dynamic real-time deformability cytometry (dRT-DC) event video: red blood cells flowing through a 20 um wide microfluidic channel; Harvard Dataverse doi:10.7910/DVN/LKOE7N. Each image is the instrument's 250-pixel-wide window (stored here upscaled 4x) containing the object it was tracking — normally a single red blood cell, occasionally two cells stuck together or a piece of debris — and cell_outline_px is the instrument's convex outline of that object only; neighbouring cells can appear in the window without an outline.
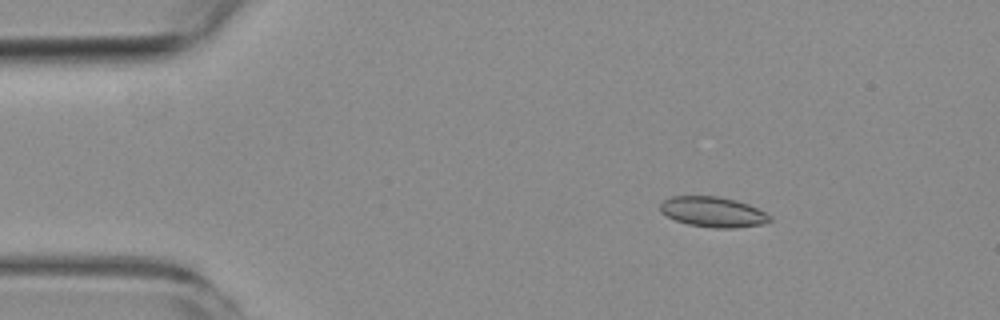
{"species": "common noctule bat (a hibernating species)", "species_latin": "Nyctalus noctula", "temperature_condition": "room temperature", "stored_images_in_passage": 4, "camera_frame_rate_fps": 3000, "um_per_image_px": 0.085, "animal": {"sex": "female", "body_mass_g": 19.3, "forearm_length_mm": 54.1}, "frame": {"image": 1, "passage_image": 3, "time_ms": 2.333, "image_size_px": [1000, 320], "cell_outline_px": [[772, 220], [764, 224], [736, 228], [712, 228], [688, 224], [676, 220], [660, 212], [660, 204], [664, 200], [672, 196], [716, 196], [736, 200], [748, 204], [772, 216]], "centroid_in_image_um": [60.62, 18.02], "position_along_channel_um": 24.4, "area_um2": 19.36}}